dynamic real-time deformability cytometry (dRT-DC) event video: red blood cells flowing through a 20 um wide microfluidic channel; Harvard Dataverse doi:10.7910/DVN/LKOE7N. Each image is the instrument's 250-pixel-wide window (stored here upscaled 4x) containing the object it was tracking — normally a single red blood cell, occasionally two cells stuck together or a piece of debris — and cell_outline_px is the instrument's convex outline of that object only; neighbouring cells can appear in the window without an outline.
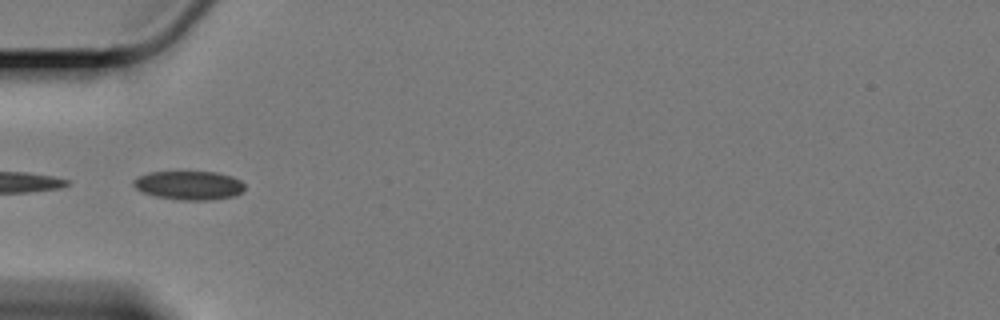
{"species": "Egyptian fruit bat (a non-hibernating species)", "species_latin": "Rousettus aegyptiacus", "temperature_condition": "cold", "stored_images_in_passage": 41, "camera_frame_rate_fps": 3000, "um_per_image_px": 0.085, "animal": {"sex": "female"}, "frame": {"image": 1, "passage_image": 1, "time_ms": 0.0, "image_size_px": [1000, 320], "cell_outline_px": [[244, 188], [240, 192], [232, 196], [212, 200], [180, 200], [156, 196], [140, 192], [132, 184], [132, 180], [136, 176], [148, 172], [216, 172], [232, 176], [240, 180], [244, 184]], "centroid_in_image_um": [16.01, 15.75], "position_along_channel_um": 69.0, "area_um2": 18.79}}
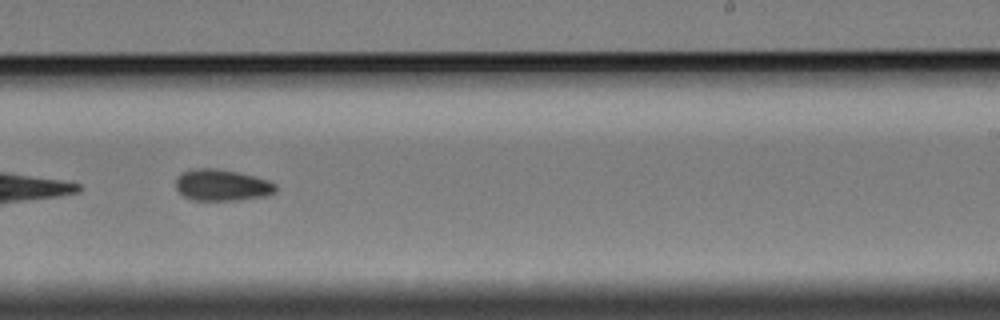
{"frame": {"image": 2, "passage_image": 19, "time_ms": 6.0, "image_size_px": [1000, 320], "cell_outline_px": [[276, 192], [264, 196], [236, 200], [192, 200], [184, 196], [176, 188], [176, 176], [192, 168], [216, 168], [236, 172], [268, 180], [276, 184]], "centroid_in_image_um": [18.84, 15.73], "position_along_channel_um": 270.2, "area_um2": 18.21}}
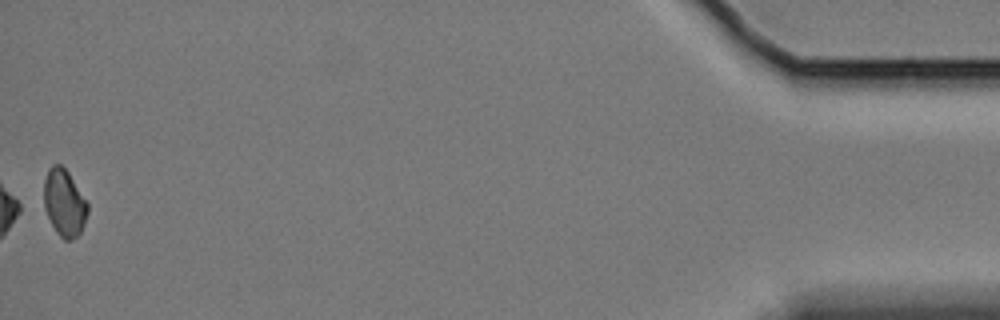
{"frame": {"image": 3, "passage_image": 41, "time_ms": 13.333, "image_size_px": [1000, 320], "cell_outline_px": [[88, 212], [80, 232], [72, 240], [64, 240], [56, 232], [44, 208], [44, 180], [48, 168], [52, 164], [60, 164], [68, 172], [88, 204]], "centroid_in_image_um": [5.44, 17.23], "position_along_channel_um": 429.8, "area_um2": 16.88}}